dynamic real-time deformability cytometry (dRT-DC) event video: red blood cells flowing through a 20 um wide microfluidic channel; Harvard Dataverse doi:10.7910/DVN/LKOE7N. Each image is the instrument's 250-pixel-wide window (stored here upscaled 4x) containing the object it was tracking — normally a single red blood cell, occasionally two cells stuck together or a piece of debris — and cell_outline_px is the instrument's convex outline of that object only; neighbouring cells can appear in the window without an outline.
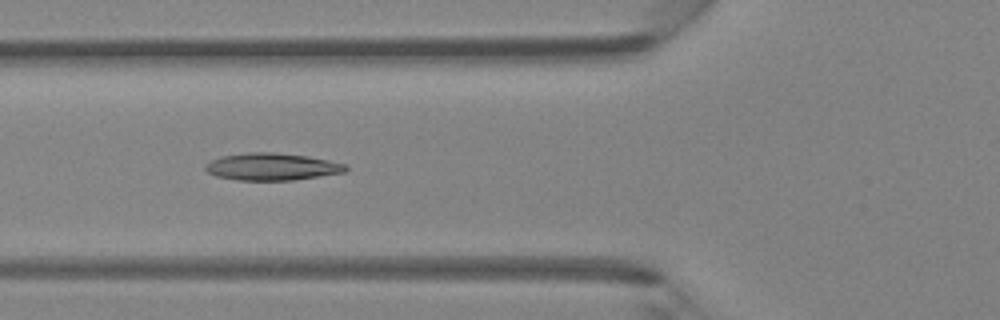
{"species": "Egyptian fruit bat (a non-hibernating species)", "species_latin": "Rousettus aegyptiacus", "temperature_condition": "room temperature", "stored_images_in_passage": 6, "camera_frame_rate_fps": 3000, "um_per_image_px": 0.085, "animal": {"sex": "female"}, "frame": {"image": 1, "passage_image": 6, "time_ms": 1.667, "image_size_px": [1000, 320], "cell_outline_px": [[348, 168], [344, 172], [292, 180], [236, 180], [216, 176], [208, 172], [204, 168], [212, 160], [220, 156], [248, 152], [272, 152], [308, 156], [348, 164]], "centroid_in_image_um": [23.12, 14.16], "position_along_channel_um": 102.7, "area_um2": 22.14}}